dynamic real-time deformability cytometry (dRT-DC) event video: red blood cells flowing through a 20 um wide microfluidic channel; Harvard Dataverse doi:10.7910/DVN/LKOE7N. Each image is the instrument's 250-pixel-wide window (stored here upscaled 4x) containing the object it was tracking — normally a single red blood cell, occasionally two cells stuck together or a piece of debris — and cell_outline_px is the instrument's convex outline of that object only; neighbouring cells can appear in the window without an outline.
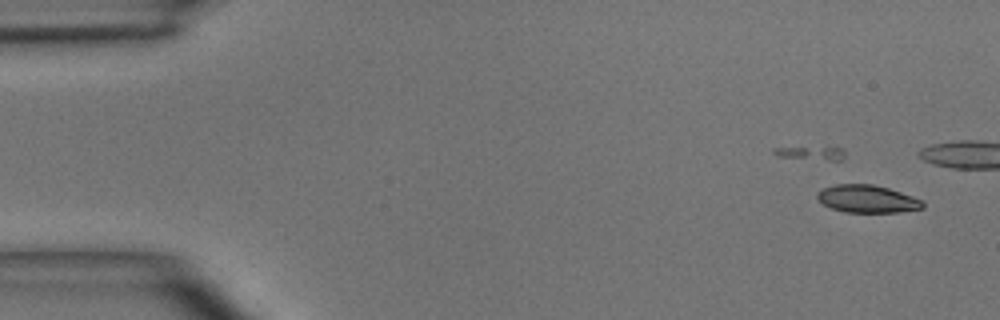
{"species": "common noctule bat (a hibernating species)", "species_latin": "Nyctalus noctula", "temperature_condition": "room temperature", "stored_images_in_passage": 8, "camera_frame_rate_fps": 3000, "um_per_image_px": 0.085, "animal": {"sex": "male", "body_mass_g": 15.6}, "frame": {"image": 1, "passage_image": 2, "time_ms": 1.333, "image_size_px": [1000, 320], "cell_outline_px": [[924, 208], [900, 212], [844, 212], [832, 208], [824, 204], [816, 196], [816, 192], [824, 188], [836, 184], [872, 184], [888, 188], [924, 200]], "centroid_in_image_um": [73.74, 16.91], "position_along_channel_um": 11.3, "area_um2": 16.94}}
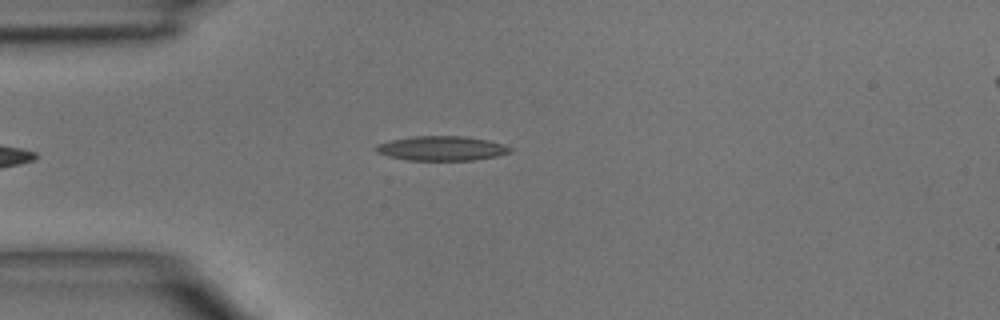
{"frame": {"image": 2, "passage_image": 6, "time_ms": 6.0, "image_size_px": [1000, 320], "cell_outline_px": [[512, 152], [496, 156], [476, 160], [408, 160], [388, 156], [376, 152], [372, 148], [376, 144], [388, 140], [412, 136], [464, 136], [488, 140], [512, 148]], "centroid_in_image_um": [37.47, 12.61], "position_along_channel_um": 47.5, "area_um2": 19.31}}